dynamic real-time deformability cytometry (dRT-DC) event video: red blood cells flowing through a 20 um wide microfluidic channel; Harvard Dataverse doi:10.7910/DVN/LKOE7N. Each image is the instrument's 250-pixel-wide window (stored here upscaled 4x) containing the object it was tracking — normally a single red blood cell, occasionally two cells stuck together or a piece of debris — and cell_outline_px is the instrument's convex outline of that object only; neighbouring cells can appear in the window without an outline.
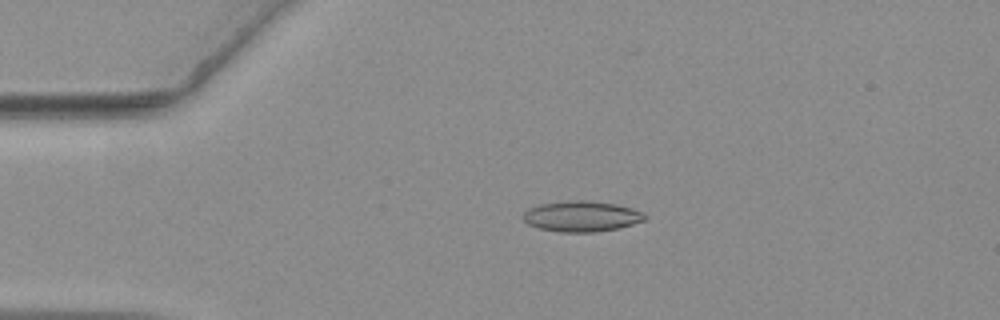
{"species": "common noctule bat (a hibernating species)", "species_latin": "Nyctalus noctula", "temperature_condition": "warm", "stored_images_in_passage": 48, "camera_frame_rate_fps": 3000, "um_per_image_px": 0.085, "animal": {"sex": "female", "body_mass_g": 19.3, "forearm_length_mm": 54.1}, "frame": {"image": 1, "passage_image": 4, "time_ms": 1.0, "image_size_px": [1000, 320], "cell_outline_px": [[648, 216], [644, 220], [632, 224], [616, 228], [596, 232], [560, 232], [540, 228], [528, 224], [524, 220], [524, 212], [528, 208], [540, 204], [568, 200], [584, 200], [616, 204], [632, 208], [644, 212]], "centroid_in_image_um": [49.44, 18.38], "position_along_channel_um": 35.6, "area_um2": 21.68}}
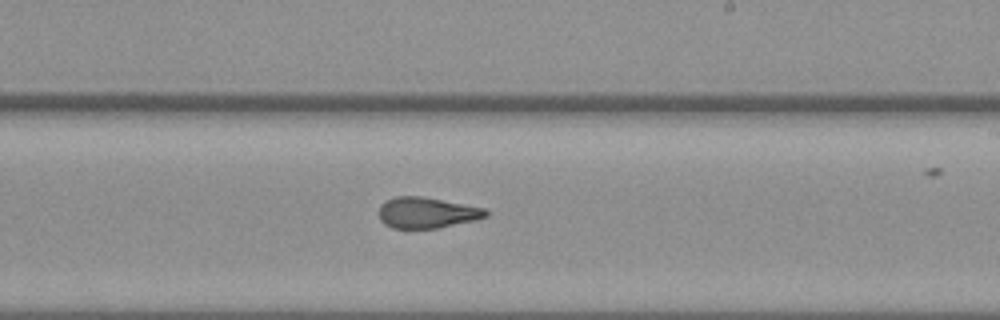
{"frame": {"image": 2, "passage_image": 25, "time_ms": 8.0, "image_size_px": [1000, 320], "cell_outline_px": [[488, 216], [472, 220], [436, 228], [392, 228], [384, 224], [380, 220], [380, 204], [384, 200], [396, 196], [424, 196], [484, 208], [488, 212]], "centroid_in_image_um": [36.23, 18.06], "position_along_channel_um": 252.8, "area_um2": 19.13}}
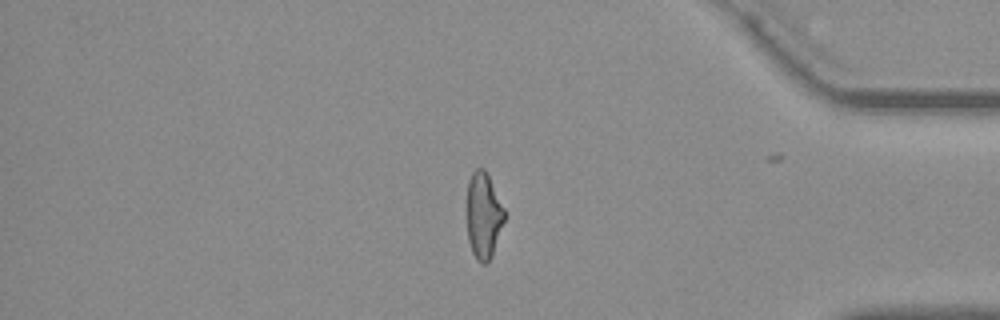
{"frame": {"image": 3, "passage_image": 39, "time_ms": 12.667, "image_size_px": [1000, 320], "cell_outline_px": [[504, 220], [492, 256], [484, 264], [476, 260], [472, 252], [468, 240], [468, 180], [472, 172], [476, 168], [484, 168], [488, 172], [504, 208]], "centroid_in_image_um": [41.1, 18.28], "position_along_channel_um": 394.1, "area_um2": 18.73}, "authors_computed_cell_mechanics": {"area_um2": 19.8832, "velocity_mm_per_s": 3.654, "shape_relaxation_time_tau1_ms": null, "shape_relaxation_time_tau2_ms": 1.642, "deformation_change_tau1": null, "deformation_change_tau2": 0.098}}